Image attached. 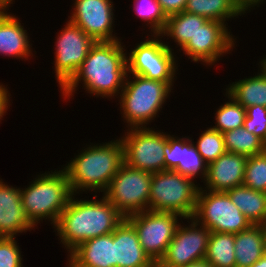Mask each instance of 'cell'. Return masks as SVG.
I'll list each match as a JSON object with an SVG mask.
<instances>
[{
	"label": "cell",
	"mask_w": 266,
	"mask_h": 267,
	"mask_svg": "<svg viewBox=\"0 0 266 267\" xmlns=\"http://www.w3.org/2000/svg\"><path fill=\"white\" fill-rule=\"evenodd\" d=\"M123 47L125 46L121 40L96 42L77 73L61 89L63 98L65 100L72 98L79 82H83L84 90L92 96L118 98L127 76L128 54Z\"/></svg>",
	"instance_id": "obj_1"
},
{
	"label": "cell",
	"mask_w": 266,
	"mask_h": 267,
	"mask_svg": "<svg viewBox=\"0 0 266 267\" xmlns=\"http://www.w3.org/2000/svg\"><path fill=\"white\" fill-rule=\"evenodd\" d=\"M78 199L72 194L53 227L68 254L82 242L112 233L125 216L104 196ZM76 198V199H75Z\"/></svg>",
	"instance_id": "obj_2"
},
{
	"label": "cell",
	"mask_w": 266,
	"mask_h": 267,
	"mask_svg": "<svg viewBox=\"0 0 266 267\" xmlns=\"http://www.w3.org/2000/svg\"><path fill=\"white\" fill-rule=\"evenodd\" d=\"M82 150L63 167L72 194L77 195L82 191L87 194L88 190L95 194L104 192L124 163V146L121 139L91 144Z\"/></svg>",
	"instance_id": "obj_3"
},
{
	"label": "cell",
	"mask_w": 266,
	"mask_h": 267,
	"mask_svg": "<svg viewBox=\"0 0 266 267\" xmlns=\"http://www.w3.org/2000/svg\"><path fill=\"white\" fill-rule=\"evenodd\" d=\"M30 183L27 188H20L21 203L27 218L35 227L46 219L54 227L72 196L65 170L45 172Z\"/></svg>",
	"instance_id": "obj_4"
},
{
	"label": "cell",
	"mask_w": 266,
	"mask_h": 267,
	"mask_svg": "<svg viewBox=\"0 0 266 267\" xmlns=\"http://www.w3.org/2000/svg\"><path fill=\"white\" fill-rule=\"evenodd\" d=\"M125 79L120 93V111L127 128H147L162 110L173 90L166 82L132 74ZM134 79H130V78ZM123 110V111H122ZM147 124V125H146Z\"/></svg>",
	"instance_id": "obj_5"
},
{
	"label": "cell",
	"mask_w": 266,
	"mask_h": 267,
	"mask_svg": "<svg viewBox=\"0 0 266 267\" xmlns=\"http://www.w3.org/2000/svg\"><path fill=\"white\" fill-rule=\"evenodd\" d=\"M174 170L152 173L149 210L192 218L196 209L199 184Z\"/></svg>",
	"instance_id": "obj_6"
},
{
	"label": "cell",
	"mask_w": 266,
	"mask_h": 267,
	"mask_svg": "<svg viewBox=\"0 0 266 267\" xmlns=\"http://www.w3.org/2000/svg\"><path fill=\"white\" fill-rule=\"evenodd\" d=\"M149 36L136 44L137 46L126 56L127 73L166 82L173 88L178 69L174 50L168 45L169 42L166 44L162 41V36Z\"/></svg>",
	"instance_id": "obj_7"
},
{
	"label": "cell",
	"mask_w": 266,
	"mask_h": 267,
	"mask_svg": "<svg viewBox=\"0 0 266 267\" xmlns=\"http://www.w3.org/2000/svg\"><path fill=\"white\" fill-rule=\"evenodd\" d=\"M152 173L123 163L103 192L125 218L149 210Z\"/></svg>",
	"instance_id": "obj_8"
},
{
	"label": "cell",
	"mask_w": 266,
	"mask_h": 267,
	"mask_svg": "<svg viewBox=\"0 0 266 267\" xmlns=\"http://www.w3.org/2000/svg\"><path fill=\"white\" fill-rule=\"evenodd\" d=\"M193 218L211 232L237 234L252 224L226 192L199 188Z\"/></svg>",
	"instance_id": "obj_9"
},
{
	"label": "cell",
	"mask_w": 266,
	"mask_h": 267,
	"mask_svg": "<svg viewBox=\"0 0 266 267\" xmlns=\"http://www.w3.org/2000/svg\"><path fill=\"white\" fill-rule=\"evenodd\" d=\"M120 139L124 146V163L150 173L165 170L164 147L168 134L152 128H131Z\"/></svg>",
	"instance_id": "obj_10"
},
{
	"label": "cell",
	"mask_w": 266,
	"mask_h": 267,
	"mask_svg": "<svg viewBox=\"0 0 266 267\" xmlns=\"http://www.w3.org/2000/svg\"><path fill=\"white\" fill-rule=\"evenodd\" d=\"M126 219L134 226L144 252L156 265L164 257L179 220L183 223L182 217L175 213L150 210L131 214Z\"/></svg>",
	"instance_id": "obj_11"
},
{
	"label": "cell",
	"mask_w": 266,
	"mask_h": 267,
	"mask_svg": "<svg viewBox=\"0 0 266 267\" xmlns=\"http://www.w3.org/2000/svg\"><path fill=\"white\" fill-rule=\"evenodd\" d=\"M61 31V32H60ZM59 31L55 41V78L62 89L77 73L87 57L91 47L96 43L79 26L69 20Z\"/></svg>",
	"instance_id": "obj_12"
},
{
	"label": "cell",
	"mask_w": 266,
	"mask_h": 267,
	"mask_svg": "<svg viewBox=\"0 0 266 267\" xmlns=\"http://www.w3.org/2000/svg\"><path fill=\"white\" fill-rule=\"evenodd\" d=\"M187 220L188 226L180 223L177 227L157 267H180L205 259L211 231L193 217Z\"/></svg>",
	"instance_id": "obj_13"
},
{
	"label": "cell",
	"mask_w": 266,
	"mask_h": 267,
	"mask_svg": "<svg viewBox=\"0 0 266 267\" xmlns=\"http://www.w3.org/2000/svg\"><path fill=\"white\" fill-rule=\"evenodd\" d=\"M227 26L222 22L207 20L181 50L191 61L214 65L221 60L220 57L230 54L236 43Z\"/></svg>",
	"instance_id": "obj_14"
},
{
	"label": "cell",
	"mask_w": 266,
	"mask_h": 267,
	"mask_svg": "<svg viewBox=\"0 0 266 267\" xmlns=\"http://www.w3.org/2000/svg\"><path fill=\"white\" fill-rule=\"evenodd\" d=\"M113 3L112 0H75L69 21L79 26L95 42L122 40L113 34Z\"/></svg>",
	"instance_id": "obj_15"
},
{
	"label": "cell",
	"mask_w": 266,
	"mask_h": 267,
	"mask_svg": "<svg viewBox=\"0 0 266 267\" xmlns=\"http://www.w3.org/2000/svg\"><path fill=\"white\" fill-rule=\"evenodd\" d=\"M193 139L177 138L168 134V143L164 147L165 170H174L189 178H202L207 174V163L195 148ZM199 176V177H198Z\"/></svg>",
	"instance_id": "obj_16"
},
{
	"label": "cell",
	"mask_w": 266,
	"mask_h": 267,
	"mask_svg": "<svg viewBox=\"0 0 266 267\" xmlns=\"http://www.w3.org/2000/svg\"><path fill=\"white\" fill-rule=\"evenodd\" d=\"M247 156L226 152L207 165L206 178L201 189L226 192L243 185Z\"/></svg>",
	"instance_id": "obj_17"
},
{
	"label": "cell",
	"mask_w": 266,
	"mask_h": 267,
	"mask_svg": "<svg viewBox=\"0 0 266 267\" xmlns=\"http://www.w3.org/2000/svg\"><path fill=\"white\" fill-rule=\"evenodd\" d=\"M0 180V237L16 238L18 233L34 230L21 203L20 188Z\"/></svg>",
	"instance_id": "obj_18"
},
{
	"label": "cell",
	"mask_w": 266,
	"mask_h": 267,
	"mask_svg": "<svg viewBox=\"0 0 266 267\" xmlns=\"http://www.w3.org/2000/svg\"><path fill=\"white\" fill-rule=\"evenodd\" d=\"M115 267H157L144 252L134 226L125 218L114 230Z\"/></svg>",
	"instance_id": "obj_19"
},
{
	"label": "cell",
	"mask_w": 266,
	"mask_h": 267,
	"mask_svg": "<svg viewBox=\"0 0 266 267\" xmlns=\"http://www.w3.org/2000/svg\"><path fill=\"white\" fill-rule=\"evenodd\" d=\"M67 259V267H115L114 231L82 242Z\"/></svg>",
	"instance_id": "obj_20"
},
{
	"label": "cell",
	"mask_w": 266,
	"mask_h": 267,
	"mask_svg": "<svg viewBox=\"0 0 266 267\" xmlns=\"http://www.w3.org/2000/svg\"><path fill=\"white\" fill-rule=\"evenodd\" d=\"M9 6H0V55L17 59L32 57V46L21 20L7 12Z\"/></svg>",
	"instance_id": "obj_21"
},
{
	"label": "cell",
	"mask_w": 266,
	"mask_h": 267,
	"mask_svg": "<svg viewBox=\"0 0 266 267\" xmlns=\"http://www.w3.org/2000/svg\"><path fill=\"white\" fill-rule=\"evenodd\" d=\"M236 267H251L266 253L265 225H251L235 234Z\"/></svg>",
	"instance_id": "obj_22"
},
{
	"label": "cell",
	"mask_w": 266,
	"mask_h": 267,
	"mask_svg": "<svg viewBox=\"0 0 266 267\" xmlns=\"http://www.w3.org/2000/svg\"><path fill=\"white\" fill-rule=\"evenodd\" d=\"M226 193L252 225H266V193L240 185Z\"/></svg>",
	"instance_id": "obj_23"
},
{
	"label": "cell",
	"mask_w": 266,
	"mask_h": 267,
	"mask_svg": "<svg viewBox=\"0 0 266 267\" xmlns=\"http://www.w3.org/2000/svg\"><path fill=\"white\" fill-rule=\"evenodd\" d=\"M259 72L229 84L225 91L245 108L254 105L266 107V73L261 68Z\"/></svg>",
	"instance_id": "obj_24"
},
{
	"label": "cell",
	"mask_w": 266,
	"mask_h": 267,
	"mask_svg": "<svg viewBox=\"0 0 266 267\" xmlns=\"http://www.w3.org/2000/svg\"><path fill=\"white\" fill-rule=\"evenodd\" d=\"M184 11L226 25L228 19L246 13L235 0H187Z\"/></svg>",
	"instance_id": "obj_25"
},
{
	"label": "cell",
	"mask_w": 266,
	"mask_h": 267,
	"mask_svg": "<svg viewBox=\"0 0 266 267\" xmlns=\"http://www.w3.org/2000/svg\"><path fill=\"white\" fill-rule=\"evenodd\" d=\"M206 21L205 17L182 11L168 16L165 27L159 35L174 40L180 51Z\"/></svg>",
	"instance_id": "obj_26"
},
{
	"label": "cell",
	"mask_w": 266,
	"mask_h": 267,
	"mask_svg": "<svg viewBox=\"0 0 266 267\" xmlns=\"http://www.w3.org/2000/svg\"><path fill=\"white\" fill-rule=\"evenodd\" d=\"M235 234L211 232L205 260L213 267H236Z\"/></svg>",
	"instance_id": "obj_27"
},
{
	"label": "cell",
	"mask_w": 266,
	"mask_h": 267,
	"mask_svg": "<svg viewBox=\"0 0 266 267\" xmlns=\"http://www.w3.org/2000/svg\"><path fill=\"white\" fill-rule=\"evenodd\" d=\"M223 134L227 152L253 156L265 151L264 142L245 127L226 131Z\"/></svg>",
	"instance_id": "obj_28"
},
{
	"label": "cell",
	"mask_w": 266,
	"mask_h": 267,
	"mask_svg": "<svg viewBox=\"0 0 266 267\" xmlns=\"http://www.w3.org/2000/svg\"><path fill=\"white\" fill-rule=\"evenodd\" d=\"M228 101L222 104L215 113V126L212 128L224 133L244 126L246 108L225 92Z\"/></svg>",
	"instance_id": "obj_29"
},
{
	"label": "cell",
	"mask_w": 266,
	"mask_h": 267,
	"mask_svg": "<svg viewBox=\"0 0 266 267\" xmlns=\"http://www.w3.org/2000/svg\"><path fill=\"white\" fill-rule=\"evenodd\" d=\"M134 2L133 11L135 10L136 15L143 19V22H147L146 26L150 25V34L159 35L168 19L159 2L157 0H134Z\"/></svg>",
	"instance_id": "obj_30"
},
{
	"label": "cell",
	"mask_w": 266,
	"mask_h": 267,
	"mask_svg": "<svg viewBox=\"0 0 266 267\" xmlns=\"http://www.w3.org/2000/svg\"><path fill=\"white\" fill-rule=\"evenodd\" d=\"M198 138L193 145L207 164L227 152L223 134L212 127L206 128Z\"/></svg>",
	"instance_id": "obj_31"
},
{
	"label": "cell",
	"mask_w": 266,
	"mask_h": 267,
	"mask_svg": "<svg viewBox=\"0 0 266 267\" xmlns=\"http://www.w3.org/2000/svg\"><path fill=\"white\" fill-rule=\"evenodd\" d=\"M243 185L266 193V152L247 157Z\"/></svg>",
	"instance_id": "obj_32"
},
{
	"label": "cell",
	"mask_w": 266,
	"mask_h": 267,
	"mask_svg": "<svg viewBox=\"0 0 266 267\" xmlns=\"http://www.w3.org/2000/svg\"><path fill=\"white\" fill-rule=\"evenodd\" d=\"M244 127L247 131L255 134L263 142L266 141V107L249 106L246 108Z\"/></svg>",
	"instance_id": "obj_33"
},
{
	"label": "cell",
	"mask_w": 266,
	"mask_h": 267,
	"mask_svg": "<svg viewBox=\"0 0 266 267\" xmlns=\"http://www.w3.org/2000/svg\"><path fill=\"white\" fill-rule=\"evenodd\" d=\"M15 238L0 237V267H23V257Z\"/></svg>",
	"instance_id": "obj_34"
},
{
	"label": "cell",
	"mask_w": 266,
	"mask_h": 267,
	"mask_svg": "<svg viewBox=\"0 0 266 267\" xmlns=\"http://www.w3.org/2000/svg\"><path fill=\"white\" fill-rule=\"evenodd\" d=\"M167 16L184 11L187 0H157Z\"/></svg>",
	"instance_id": "obj_35"
},
{
	"label": "cell",
	"mask_w": 266,
	"mask_h": 267,
	"mask_svg": "<svg viewBox=\"0 0 266 267\" xmlns=\"http://www.w3.org/2000/svg\"><path fill=\"white\" fill-rule=\"evenodd\" d=\"M10 105V93L7 87L0 83V122Z\"/></svg>",
	"instance_id": "obj_36"
},
{
	"label": "cell",
	"mask_w": 266,
	"mask_h": 267,
	"mask_svg": "<svg viewBox=\"0 0 266 267\" xmlns=\"http://www.w3.org/2000/svg\"><path fill=\"white\" fill-rule=\"evenodd\" d=\"M235 1L245 12L250 11L256 5L257 7H259V5L264 3V0H235Z\"/></svg>",
	"instance_id": "obj_37"
},
{
	"label": "cell",
	"mask_w": 266,
	"mask_h": 267,
	"mask_svg": "<svg viewBox=\"0 0 266 267\" xmlns=\"http://www.w3.org/2000/svg\"><path fill=\"white\" fill-rule=\"evenodd\" d=\"M180 267H213L208 261L201 260L194 263H190L188 265L180 266Z\"/></svg>",
	"instance_id": "obj_38"
},
{
	"label": "cell",
	"mask_w": 266,
	"mask_h": 267,
	"mask_svg": "<svg viewBox=\"0 0 266 267\" xmlns=\"http://www.w3.org/2000/svg\"><path fill=\"white\" fill-rule=\"evenodd\" d=\"M251 267H266V253L256 261Z\"/></svg>",
	"instance_id": "obj_39"
},
{
	"label": "cell",
	"mask_w": 266,
	"mask_h": 267,
	"mask_svg": "<svg viewBox=\"0 0 266 267\" xmlns=\"http://www.w3.org/2000/svg\"><path fill=\"white\" fill-rule=\"evenodd\" d=\"M259 64H260L259 67L266 73V57H264L263 59H261L260 62H259Z\"/></svg>",
	"instance_id": "obj_40"
},
{
	"label": "cell",
	"mask_w": 266,
	"mask_h": 267,
	"mask_svg": "<svg viewBox=\"0 0 266 267\" xmlns=\"http://www.w3.org/2000/svg\"><path fill=\"white\" fill-rule=\"evenodd\" d=\"M14 0H0V6H9L10 4H13Z\"/></svg>",
	"instance_id": "obj_41"
},
{
	"label": "cell",
	"mask_w": 266,
	"mask_h": 267,
	"mask_svg": "<svg viewBox=\"0 0 266 267\" xmlns=\"http://www.w3.org/2000/svg\"><path fill=\"white\" fill-rule=\"evenodd\" d=\"M264 149H265V152H266V141L264 142Z\"/></svg>",
	"instance_id": "obj_42"
}]
</instances>
